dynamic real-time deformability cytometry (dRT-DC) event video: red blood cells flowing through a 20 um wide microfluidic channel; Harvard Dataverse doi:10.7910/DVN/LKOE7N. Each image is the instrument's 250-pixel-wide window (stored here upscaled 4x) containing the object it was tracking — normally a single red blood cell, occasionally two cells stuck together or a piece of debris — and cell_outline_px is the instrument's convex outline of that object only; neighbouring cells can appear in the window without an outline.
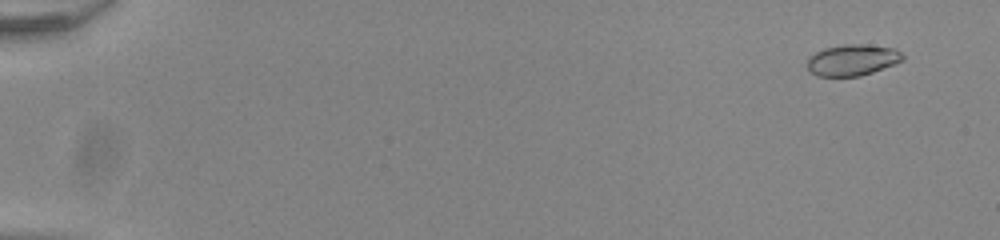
{"species": "common noctule bat (a hibernating species)", "species_latin": "Nyctalus noctula", "temperature_condition": "room temperature", "stored_images_in_passage": 55, "camera_frame_rate_fps": 3000, "um_per_image_px": 0.085, "animal": {"sex": "male", "body_mass_g": 20.0, "forearm_length_mm": 53.3}, "frame": {"image": 1, "passage_image": 4, "time_ms": 1.0, "image_size_px": [1000, 240], "cell_outline_px": [[904, 60], [872, 72], [860, 76], [816, 76], [804, 64], [808, 56], [824, 48], [844, 44], [864, 44], [896, 48], [904, 56]], "centroid_in_image_um": [72.42, 5.09], "position_along_channel_um": 12.6, "area_um2": 17.51}}
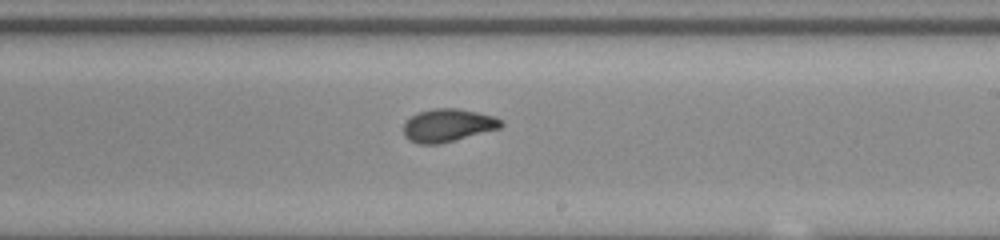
{"frame": {"image": 2, "passage_image": 35, "time_ms": 11.333, "image_size_px": [1000, 240], "cell_outline_px": [[504, 124], [500, 128], [440, 144], [420, 144], [408, 140], [404, 136], [404, 124], [416, 112], [432, 108], [456, 108], [476, 112], [492, 116], [504, 120]], "centroid_in_image_um": [38.06, 10.65], "position_along_channel_um": 250.9, "area_um2": 18.73}}
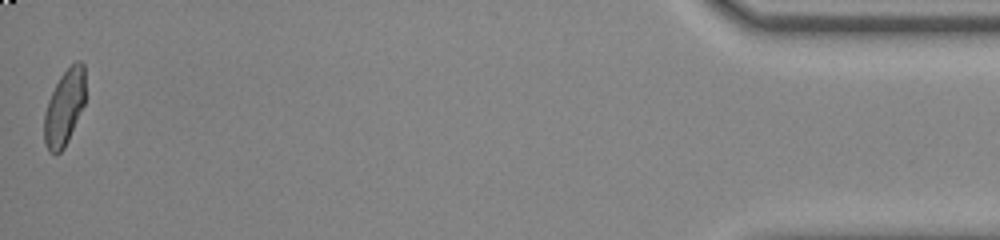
{"frame": {"image": 3, "passage_image": 55, "time_ms": 18.0, "image_size_px": [1000, 240], "cell_outline_px": [[84, 104], [68, 140], [64, 148], [60, 152], [48, 152], [44, 140], [44, 116], [48, 100], [60, 76], [76, 60], [80, 60], [84, 64]], "centroid_in_image_um": [5.46, 9.13], "position_along_channel_um": 429.7, "area_um2": 17.86}, "authors_computed_cell_mechanics": {"area_um2": 18.496, "velocity_mm_per_s": 3.9023, "shape_relaxation_time_tau1_ms": 4.299, "shape_relaxation_time_tau2_ms": 1.3408, "deformation_change_tau1": 0.1634, "deformation_change_tau2": 0.0624}}